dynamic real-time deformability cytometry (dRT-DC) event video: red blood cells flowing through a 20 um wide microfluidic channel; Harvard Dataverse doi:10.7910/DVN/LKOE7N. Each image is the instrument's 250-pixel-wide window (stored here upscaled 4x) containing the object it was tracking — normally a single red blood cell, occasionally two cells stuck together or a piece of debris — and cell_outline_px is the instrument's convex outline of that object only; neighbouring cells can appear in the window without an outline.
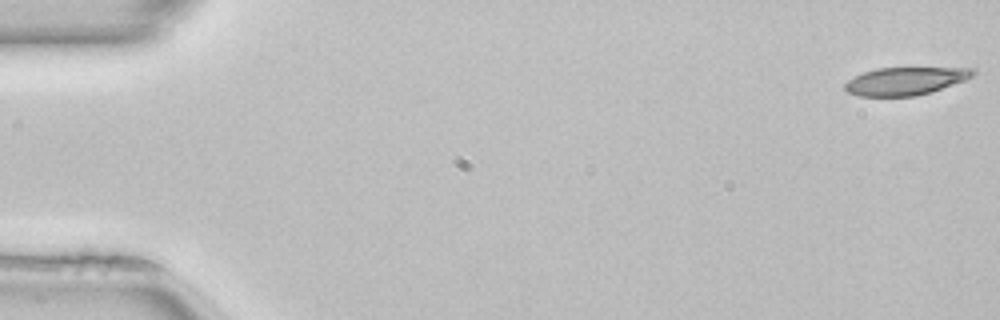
{"species": "common noctule bat (a hibernating species)", "species_latin": "Nyctalus noctula", "temperature_condition": "room temperature", "stored_images_in_passage": 51, "camera_frame_rate_fps": 3000, "um_per_image_px": 0.085, "animal": {"sex": "female", "body_mass_g": 22.7, "forearm_length_mm": 54.2}, "frame": {"image": 1, "passage_image": 1, "time_ms": 0.0, "image_size_px": [1000, 320], "cell_outline_px": [[976, 72], [972, 76], [964, 80], [932, 92], [916, 96], [856, 96], [848, 92], [844, 88], [844, 84], [848, 80], [864, 72], [876, 68], [976, 68]], "centroid_in_image_um": [76.95, 6.89], "position_along_channel_um": 8.1, "area_um2": 20.69}}
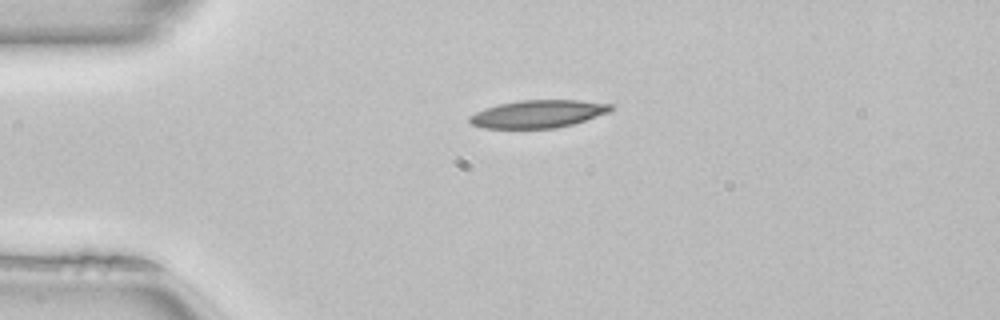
{"frame": {"image": 2, "passage_image": 12, "time_ms": 3.667, "image_size_px": [1000, 320], "cell_outline_px": [[612, 112], [572, 124], [556, 128], [484, 128], [472, 124], [468, 120], [468, 116], [484, 108], [500, 104], [520, 100], [576, 100], [612, 104]], "centroid_in_image_um": [45.74, 9.68], "position_along_channel_um": 39.3, "area_um2": 22.77}}
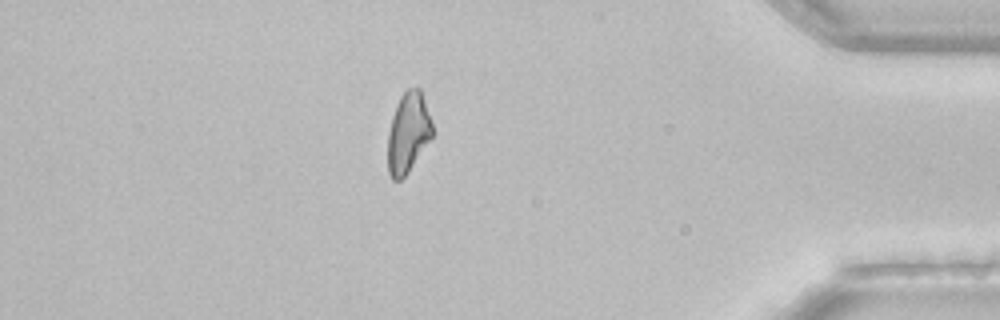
{"frame": {"image": 3, "passage_image": 44, "time_ms": 14.333, "image_size_px": [1000, 320], "cell_outline_px": [[432, 136], [408, 172], [400, 180], [392, 180], [388, 172], [388, 132], [392, 116], [396, 104], [400, 96], [408, 88], [420, 88], [432, 124]], "centroid_in_image_um": [34.66, 11.28], "position_along_channel_um": 400.5, "area_um2": 20.58}, "authors_computed_cell_mechanics": {"area_um2": 22.5998, "velocity_mm_per_s": 4.0565, "shape_relaxation_time_tau1_ms": 8.5786, "shape_relaxation_time_tau2_ms": null, "deformation_change_tau1": 0.1922, "deformation_change_tau2": null}}